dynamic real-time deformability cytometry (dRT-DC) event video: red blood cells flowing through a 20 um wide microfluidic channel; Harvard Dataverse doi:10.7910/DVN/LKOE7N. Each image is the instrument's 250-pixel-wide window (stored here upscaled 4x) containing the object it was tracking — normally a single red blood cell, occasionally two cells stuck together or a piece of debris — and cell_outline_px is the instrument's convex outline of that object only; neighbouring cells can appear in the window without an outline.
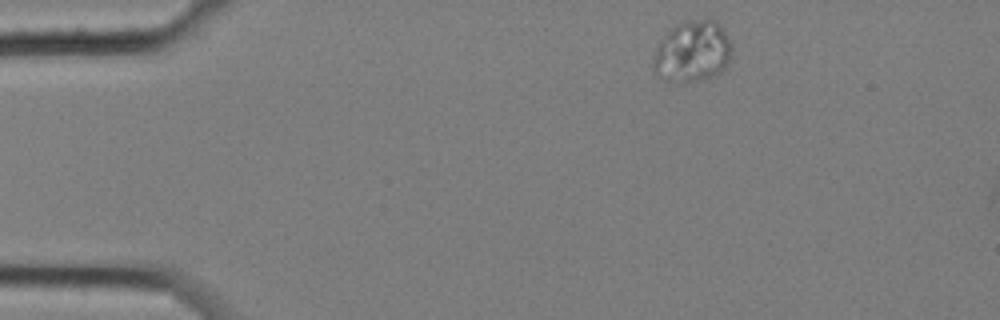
{"species": "common noctule bat (a hibernating species)", "species_latin": "Nyctalus noctula", "temperature_condition": "cold", "stored_images_in_passage": 2, "camera_frame_rate_fps": 3000, "um_per_image_px": 0.085, "animal": {"sex": "female", "body_mass_g": 25.1}, "frame": {"image": 1, "passage_image": 1, "time_ms": 0.0, "image_size_px": [1000, 320], "cell_outline_px": [[732, 56], [728, 64], [720, 72], [700, 80], [680, 84], [664, 80], [652, 72], [652, 60], [664, 36], [676, 24], [684, 20], [716, 20], [728, 36], [732, 44]], "centroid_in_image_um": [58.86, 4.41], "position_along_channel_um": 26.1, "area_um2": 28.32}}